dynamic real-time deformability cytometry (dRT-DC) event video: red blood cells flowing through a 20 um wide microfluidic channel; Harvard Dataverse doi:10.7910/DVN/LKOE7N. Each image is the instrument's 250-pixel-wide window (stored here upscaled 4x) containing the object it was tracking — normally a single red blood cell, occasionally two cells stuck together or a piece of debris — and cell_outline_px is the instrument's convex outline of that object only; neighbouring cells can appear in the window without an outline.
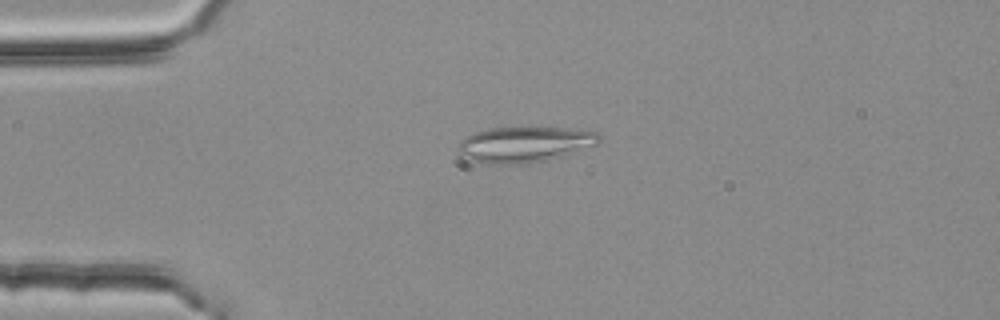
{"species": "common noctule bat (a hibernating species)", "species_latin": "Nyctalus noctula", "temperature_condition": "room temperature", "stored_images_in_passage": 3, "camera_frame_rate_fps": 3000, "um_per_image_px": 0.085, "animal": {"sex": "female", "body_mass_g": 25.1}, "frame": {"image": 1, "passage_image": 2, "time_ms": 0.333, "image_size_px": [1000, 320], "cell_outline_px": [[600, 140], [596, 144], [560, 156], [528, 164], [488, 164], [468, 160], [460, 156], [456, 148], [460, 140], [484, 128], [580, 128], [596, 132], [600, 136]], "centroid_in_image_um": [44.52, 12.28], "position_along_channel_um": 40.5, "area_um2": 29.36}}